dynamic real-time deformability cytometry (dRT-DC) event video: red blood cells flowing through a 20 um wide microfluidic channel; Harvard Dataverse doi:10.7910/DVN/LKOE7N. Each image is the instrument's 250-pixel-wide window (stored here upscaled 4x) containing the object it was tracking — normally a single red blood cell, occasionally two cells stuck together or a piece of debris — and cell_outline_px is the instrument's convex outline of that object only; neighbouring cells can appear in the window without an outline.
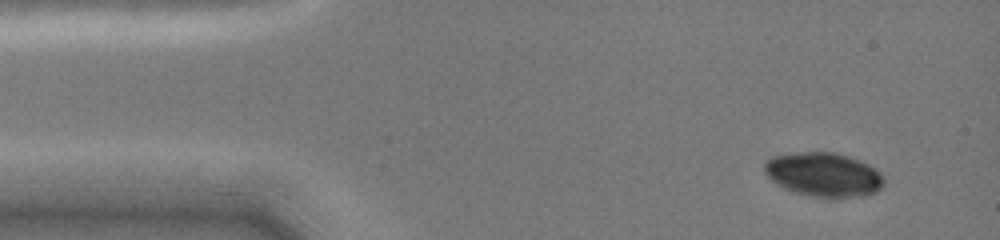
{"species": "common noctule bat (a hibernating species)", "species_latin": "Nyctalus noctula", "temperature_condition": "cold", "stored_images_in_passage": 4, "camera_frame_rate_fps": 3000, "um_per_image_px": 0.085, "animal": {"sex": "female", "body_mass_g": 19.0, "forearm_length_mm": 51.5}, "frame": {"image": 1, "passage_image": 1, "time_ms": 0.0, "image_size_px": [1000, 240], "cell_outline_px": [[884, 184], [876, 192], [864, 196], [832, 200], [828, 200], [796, 192], [784, 188], [772, 180], [764, 172], [764, 164], [772, 156], [800, 152], [832, 152], [848, 156], [868, 164], [876, 168], [880, 172], [884, 180]], "centroid_in_image_um": [70.05, 14.87], "position_along_channel_um": 15.0, "area_um2": 31.1}}